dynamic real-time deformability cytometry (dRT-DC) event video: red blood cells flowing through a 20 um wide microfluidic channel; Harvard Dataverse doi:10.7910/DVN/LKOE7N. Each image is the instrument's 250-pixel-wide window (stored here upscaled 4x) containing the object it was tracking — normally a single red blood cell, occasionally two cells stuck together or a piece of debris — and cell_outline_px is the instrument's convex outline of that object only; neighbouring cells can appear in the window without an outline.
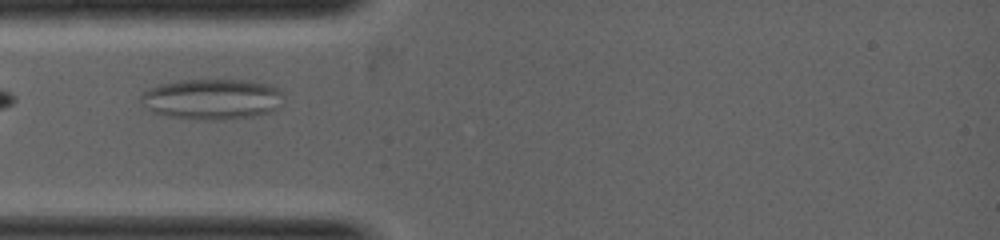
{"species": "common noctule bat (a hibernating species)", "species_latin": "Nyctalus noctula", "temperature_condition": "warm", "stored_images_in_passage": 20, "camera_frame_rate_fps": 5000, "um_per_image_px": 0.085, "animal": {"sex": "female", "body_mass_g": 19.0, "forearm_length_mm": 53.3}, "frame": {"image": 1, "passage_image": 2, "time_ms": 0.4, "image_size_px": [1000, 240], "cell_outline_px": [[284, 96], [276, 108], [272, 112], [256, 116], [216, 120], [168, 116], [152, 112], [144, 108], [140, 100], [140, 96], [144, 92], [160, 84], [180, 80], [240, 80], [268, 84], [276, 88]], "centroid_in_image_um": [18.0, 8.43], "position_along_channel_um": 67.0, "area_um2": 33.52}}
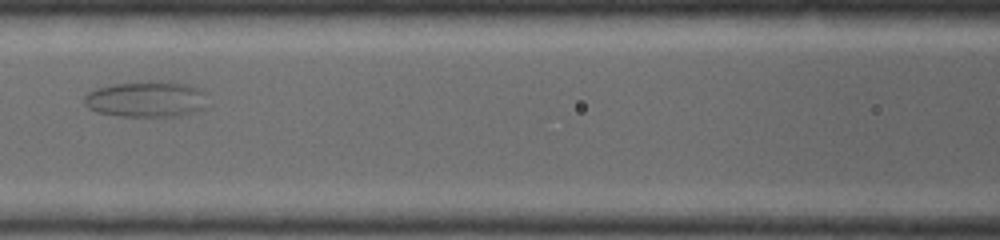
{"frame": {"image": 2, "passage_image": 6, "time_ms": 1.6, "image_size_px": [1000, 240], "cell_outline_px": [[208, 108], [196, 112], [176, 116], [120, 116], [96, 112], [88, 108], [84, 104], [84, 96], [88, 92], [96, 88], [112, 84], [148, 80], [188, 84], [200, 88], [204, 92]], "centroid_in_image_um": [12.45, 8.42], "position_along_channel_um": 154.1, "area_um2": 26.3}}
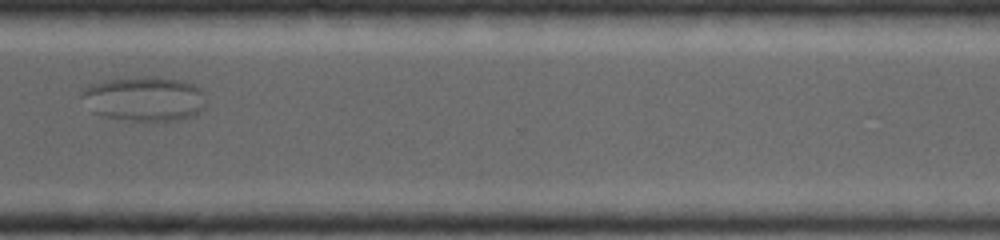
{"frame": {"image": 3, "passage_image": 15, "time_ms": 4.4, "image_size_px": [1000, 240], "cell_outline_px": [[204, 108], [200, 112], [192, 116], [172, 120], [132, 120], [104, 116], [92, 112], [80, 96], [80, 92], [84, 88], [92, 84], [104, 80], [132, 76], [156, 76], [184, 80], [200, 88], [204, 92]], "centroid_in_image_um": [12.25, 8.36], "position_along_channel_um": 358.3, "area_um2": 32.54}}